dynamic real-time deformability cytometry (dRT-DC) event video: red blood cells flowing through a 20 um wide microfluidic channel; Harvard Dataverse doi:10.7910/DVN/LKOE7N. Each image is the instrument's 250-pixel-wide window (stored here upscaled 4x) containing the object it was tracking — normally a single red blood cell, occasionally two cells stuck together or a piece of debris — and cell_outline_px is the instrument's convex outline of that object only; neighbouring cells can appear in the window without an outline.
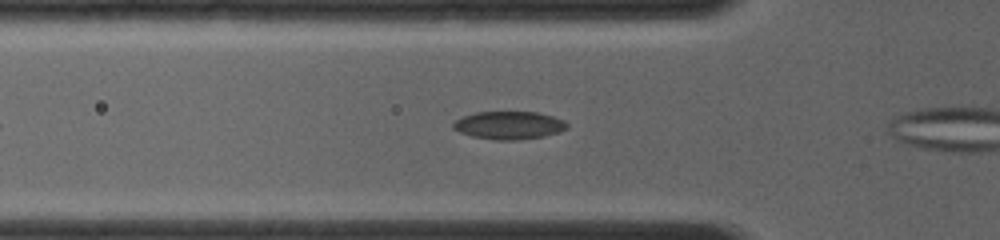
{"species": "common noctule bat (a hibernating species)", "species_latin": "Nyctalus noctula", "temperature_condition": "room temperature", "stored_images_in_passage": 59, "camera_frame_rate_fps": 4000, "um_per_image_px": 0.085, "animal": {"sex": "female", "body_mass_g": 19.0, "forearm_length_mm": 56.7}, "frame": {"image": 1, "passage_image": 4, "time_ms": 0.5, "image_size_px": [1000, 240], "cell_outline_px": [[568, 128], [560, 132], [544, 136], [520, 140], [496, 140], [472, 136], [460, 132], [452, 128], [452, 124], [456, 120], [464, 116], [476, 112], [536, 112], [552, 116], [564, 120], [568, 124]], "centroid_in_image_um": [43.29, 10.65], "position_along_channel_um": 82.5, "area_um2": 18.55}}
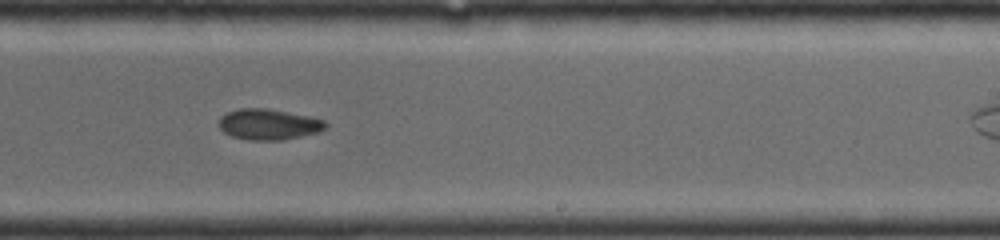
{"frame": {"image": 2, "passage_image": 25, "time_ms": 4.75, "image_size_px": [1000, 240], "cell_outline_px": [[328, 124], [320, 132], [284, 140], [248, 140], [232, 136], [224, 132], [220, 128], [220, 116], [228, 112], [240, 108], [264, 108], [308, 116], [324, 120]], "centroid_in_image_um": [22.84, 10.58], "position_along_channel_um": 266.2, "area_um2": 19.02}}
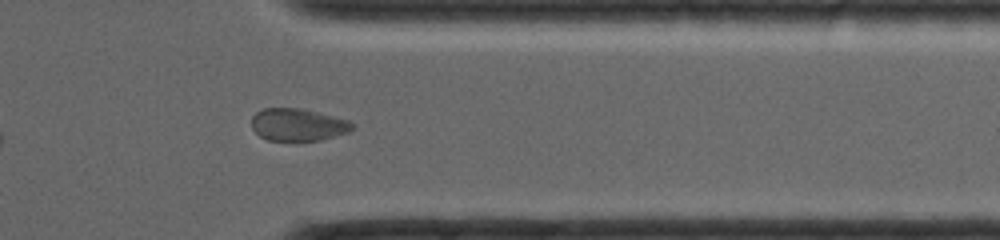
{"frame": {"image": 3, "passage_image": 49, "time_ms": 7.5, "image_size_px": [1000, 240], "cell_outline_px": [[356, 124], [348, 132], [320, 140], [300, 144], [296, 144], [268, 140], [260, 136], [252, 128], [252, 116], [256, 112], [264, 108], [296, 108], [316, 112], [348, 120]], "centroid_in_image_um": [25.3, 10.66], "position_along_channel_um": 386.1, "area_um2": 19.54}}